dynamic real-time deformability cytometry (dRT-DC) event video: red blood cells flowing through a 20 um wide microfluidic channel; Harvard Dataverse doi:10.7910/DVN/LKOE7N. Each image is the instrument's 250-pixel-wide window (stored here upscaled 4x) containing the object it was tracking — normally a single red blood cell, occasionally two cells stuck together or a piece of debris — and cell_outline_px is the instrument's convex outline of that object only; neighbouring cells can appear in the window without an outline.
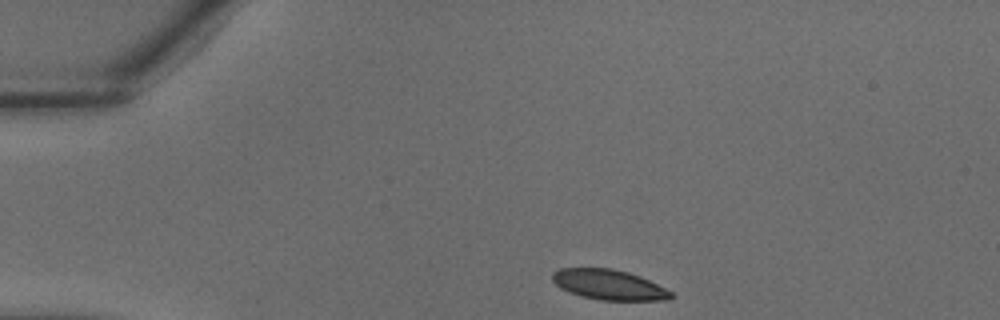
{"species": "common noctule bat (a hibernating species)", "species_latin": "Nyctalus noctula", "temperature_condition": "warm", "stored_images_in_passage": 31, "camera_frame_rate_fps": 3000, "um_per_image_px": 0.085, "animal": {"sex": "male", "body_mass_g": 18.8}, "frame": {"image": 1, "passage_image": 1, "time_ms": 0.0, "image_size_px": [1000, 320], "cell_outline_px": [[676, 296], [668, 300], [600, 300], [584, 296], [560, 288], [552, 280], [552, 272], [560, 268], [612, 268], [628, 272], [640, 276], [672, 292]], "centroid_in_image_um": [51.77, 24.19], "position_along_channel_um": 33.2, "area_um2": 20.69}}
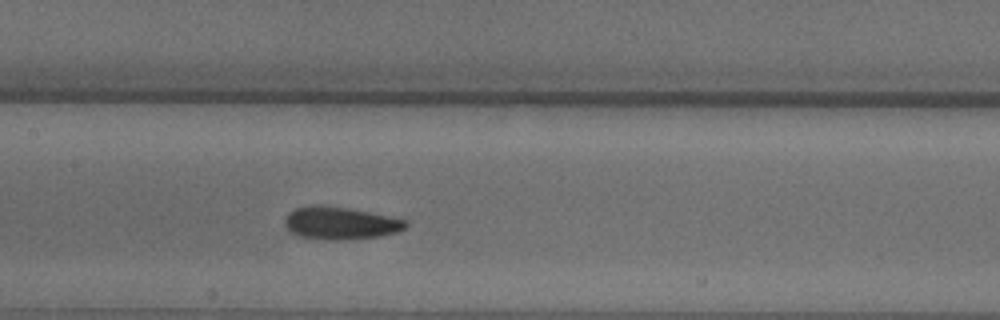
{"frame": {"image": 2, "passage_image": 12, "time_ms": 3.667, "image_size_px": [1000, 320], "cell_outline_px": [[408, 224], [404, 228], [396, 232], [376, 236], [336, 240], [300, 236], [292, 232], [284, 224], [284, 220], [288, 212], [296, 208], [320, 204], [348, 208], [408, 220]], "centroid_in_image_um": [28.91, 18.94], "position_along_channel_um": 178.5, "area_um2": 22.48}}
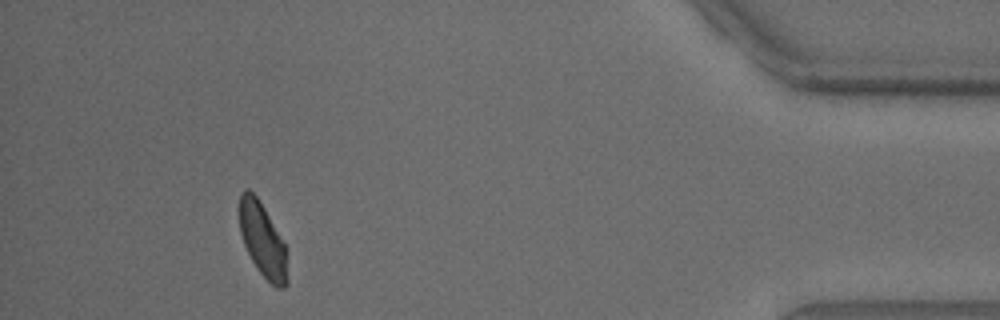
{"frame": {"image": 3, "passage_image": 28, "time_ms": 9.0, "image_size_px": [1000, 320], "cell_outline_px": [[288, 284], [284, 288], [276, 288], [256, 268], [244, 244], [240, 232], [240, 192], [244, 188], [248, 188], [260, 200], [288, 248]], "centroid_in_image_um": [22.37, 20.42], "position_along_channel_um": 412.8, "area_um2": 21.1}}